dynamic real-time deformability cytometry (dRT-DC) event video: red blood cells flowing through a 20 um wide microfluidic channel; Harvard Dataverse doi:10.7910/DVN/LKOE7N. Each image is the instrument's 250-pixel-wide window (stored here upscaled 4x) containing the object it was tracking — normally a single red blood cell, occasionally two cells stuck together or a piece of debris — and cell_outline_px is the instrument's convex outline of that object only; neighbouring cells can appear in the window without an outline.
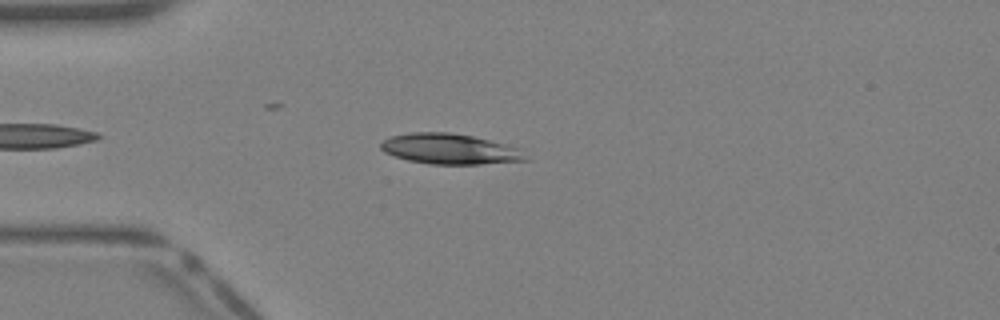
{"species": "Egyptian fruit bat (a non-hibernating species)", "species_latin": "Rousettus aegyptiacus", "temperature_condition": "warm", "stored_images_in_passage": 29, "camera_frame_rate_fps": 3000, "um_per_image_px": 0.085, "animal": {"sex": "female"}, "frame": {"image": 1, "passage_image": 5, "time_ms": 1.333, "image_size_px": [1000, 320], "cell_outline_px": [[532, 160], [480, 164], [428, 164], [408, 160], [384, 152], [380, 148], [380, 144], [384, 140], [392, 136], [412, 132], [448, 132], [472, 136], [520, 148]], "centroid_in_image_um": [38.27, 12.67], "position_along_channel_um": 46.7, "area_um2": 25.66}}
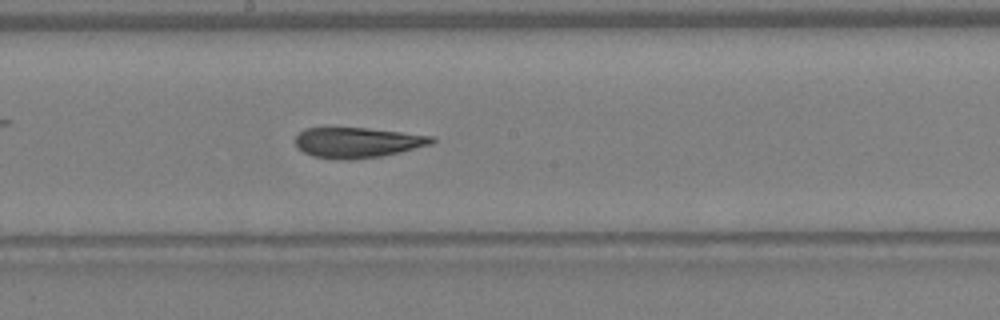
{"frame": {"image": 2, "passage_image": 16, "time_ms": 5.0, "image_size_px": [1000, 320], "cell_outline_px": [[436, 140], [432, 144], [400, 152], [380, 156], [348, 160], [344, 160], [312, 156], [304, 152], [296, 144], [296, 136], [304, 128], [368, 128], [436, 136]], "centroid_in_image_um": [30.43, 12.11], "position_along_channel_um": 217.8, "area_um2": 24.04}}
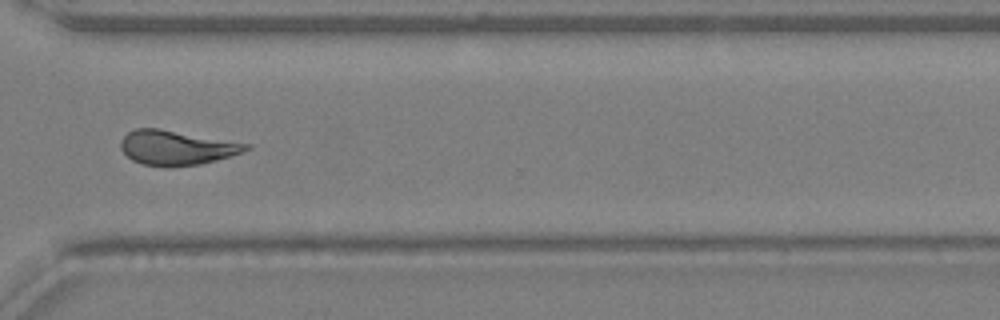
{"frame": {"image": 3, "passage_image": 24, "time_ms": 7.667, "image_size_px": [1000, 320], "cell_outline_px": [[252, 148], [216, 160], [200, 164], [144, 164], [132, 160], [120, 148], [120, 140], [128, 132], [136, 128], [160, 128], [252, 144]], "centroid_in_image_um": [15.01, 12.5], "position_along_channel_um": 355.6, "area_um2": 24.57}}